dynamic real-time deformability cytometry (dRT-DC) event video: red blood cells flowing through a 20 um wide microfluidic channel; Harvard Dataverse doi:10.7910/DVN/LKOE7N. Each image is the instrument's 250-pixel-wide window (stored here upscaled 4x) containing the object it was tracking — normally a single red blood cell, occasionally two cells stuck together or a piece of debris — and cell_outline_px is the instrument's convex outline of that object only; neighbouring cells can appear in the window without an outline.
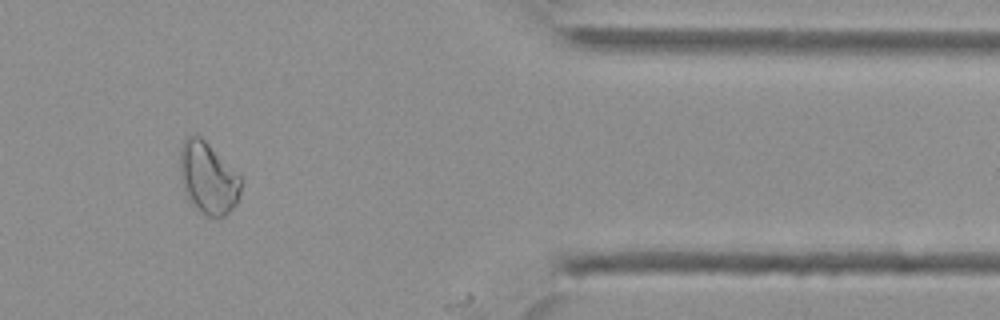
{"species": "Egyptian fruit bat (a non-hibernating species)", "species_latin": "Rousettus aegyptiacus", "temperature_condition": "cold", "stored_images_in_passage": 43, "camera_frame_rate_fps": 3000, "um_per_image_px": 0.085, "animal": {"sex": "female"}, "frame": {"image": 1, "passage_image": 36, "time_ms": 11.667, "image_size_px": [1000, 320], "cell_outline_px": [[240, 192], [236, 204], [224, 216], [208, 216], [200, 212], [188, 200], [184, 192], [180, 176], [180, 148], [184, 140], [188, 136], [200, 136], [240, 176]], "centroid_in_image_um": [17.65, 15.15], "position_along_channel_um": 393.7, "area_um2": 25.09}}
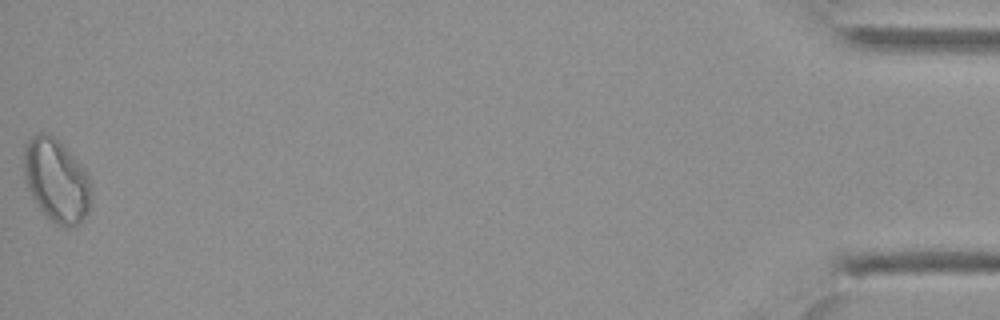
{"frame": {"image": 2, "passage_image": 43, "time_ms": 14.0, "image_size_px": [1000, 320], "cell_outline_px": [[92, 184], [88, 212], [76, 224], [68, 228], [64, 228], [56, 224], [36, 204], [28, 188], [24, 176], [24, 144], [32, 136], [40, 132], [48, 132], [88, 172], [92, 180]], "centroid_in_image_um": [4.79, 15.33], "position_along_channel_um": 430.4, "area_um2": 32.37}}